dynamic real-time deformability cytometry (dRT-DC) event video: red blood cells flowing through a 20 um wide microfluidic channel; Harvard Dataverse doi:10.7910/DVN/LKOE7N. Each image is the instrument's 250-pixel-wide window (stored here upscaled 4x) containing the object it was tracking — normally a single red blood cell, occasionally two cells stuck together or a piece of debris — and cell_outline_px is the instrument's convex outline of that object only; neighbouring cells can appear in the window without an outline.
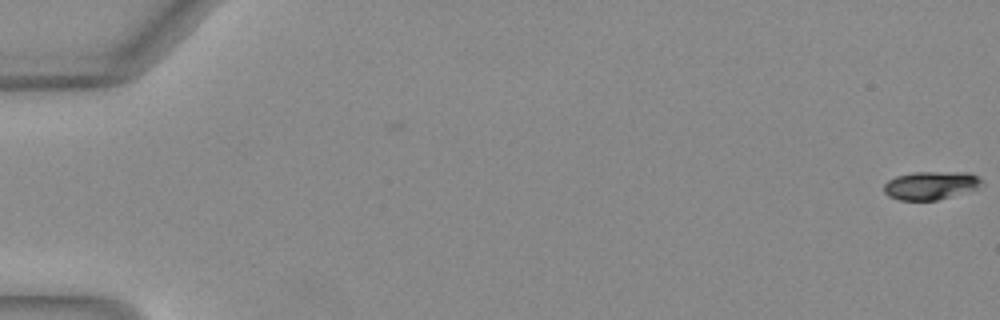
{"species": "Egyptian fruit bat (a non-hibernating species)", "species_latin": "Rousettus aegyptiacus", "temperature_condition": "warm", "stored_images_in_passage": 52, "camera_frame_rate_fps": 3000, "um_per_image_px": 0.085, "animal": {"sex": "female"}, "frame": {"image": 1, "passage_image": 1, "time_ms": 0.0, "image_size_px": [1000, 320], "cell_outline_px": [[984, 184], [976, 188], [936, 200], [900, 200], [888, 196], [884, 192], [884, 184], [888, 180], [896, 176], [916, 172], [968, 172], [984, 180]], "centroid_in_image_um": [79.1, 15.75], "position_along_channel_um": 5.9, "area_um2": 15.95}}
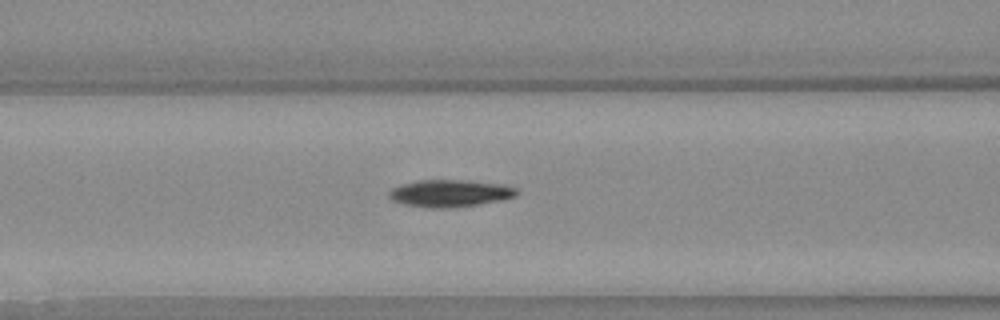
{"frame": {"image": 2, "passage_image": 23, "time_ms": 7.333, "image_size_px": [1000, 320], "cell_outline_px": [[516, 196], [500, 200], [476, 204], [448, 208], [428, 208], [404, 204], [392, 200], [388, 196], [388, 192], [392, 188], [400, 184], [416, 180], [468, 180], [504, 184], [516, 188]], "centroid_in_image_um": [38.2, 16.41], "position_along_channel_um": 128.4, "area_um2": 20.23}}
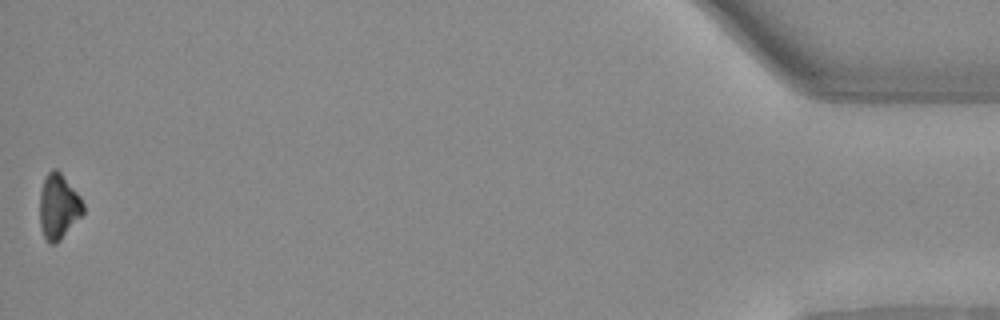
{"frame": {"image": 3, "passage_image": 52, "time_ms": 17.0, "image_size_px": [1000, 320], "cell_outline_px": [[84, 212], [60, 240], [56, 244], [48, 244], [44, 236], [40, 224], [40, 192], [44, 180], [48, 172], [52, 168], [56, 168], [60, 172], [80, 196], [84, 204]], "centroid_in_image_um": [4.97, 17.56], "position_along_channel_um": 430.2, "area_um2": 16.36}, "authors_computed_cell_mechanics": {"area_um2": 17.8602, "velocity_mm_per_s": 4.0701, "shape_relaxation_time_tau1_ms": 2.1122, "shape_relaxation_time_tau2_ms": null, "deformation_change_tau1": 0.1127, "deformation_change_tau2": null}}